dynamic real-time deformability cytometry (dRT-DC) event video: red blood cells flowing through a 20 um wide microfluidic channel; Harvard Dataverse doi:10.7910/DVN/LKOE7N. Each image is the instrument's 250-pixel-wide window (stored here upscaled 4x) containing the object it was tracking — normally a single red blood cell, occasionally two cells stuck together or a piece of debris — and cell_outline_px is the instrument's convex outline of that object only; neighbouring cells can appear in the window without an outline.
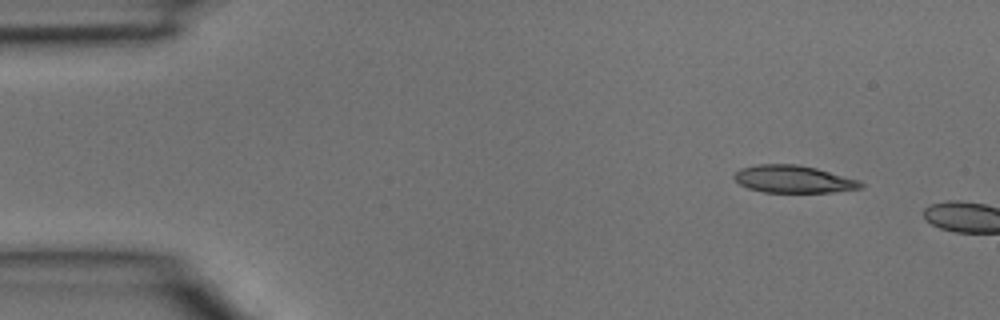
{"species": "common noctule bat (a hibernating species)", "species_latin": "Nyctalus noctula", "temperature_condition": "room temperature", "stored_images_in_passage": 2, "camera_frame_rate_fps": 3000, "um_per_image_px": 0.085, "animal": {"sex": "male", "body_mass_g": 15.6}, "frame": {"image": 1, "passage_image": 1, "time_ms": 0.0, "image_size_px": [1000, 320], "cell_outline_px": [[864, 188], [832, 192], [764, 192], [748, 188], [740, 184], [732, 176], [740, 168], [756, 164], [796, 164], [816, 168], [860, 180], [864, 184]], "centroid_in_image_um": [67.45, 15.22], "position_along_channel_um": 17.5, "area_um2": 20.29}}